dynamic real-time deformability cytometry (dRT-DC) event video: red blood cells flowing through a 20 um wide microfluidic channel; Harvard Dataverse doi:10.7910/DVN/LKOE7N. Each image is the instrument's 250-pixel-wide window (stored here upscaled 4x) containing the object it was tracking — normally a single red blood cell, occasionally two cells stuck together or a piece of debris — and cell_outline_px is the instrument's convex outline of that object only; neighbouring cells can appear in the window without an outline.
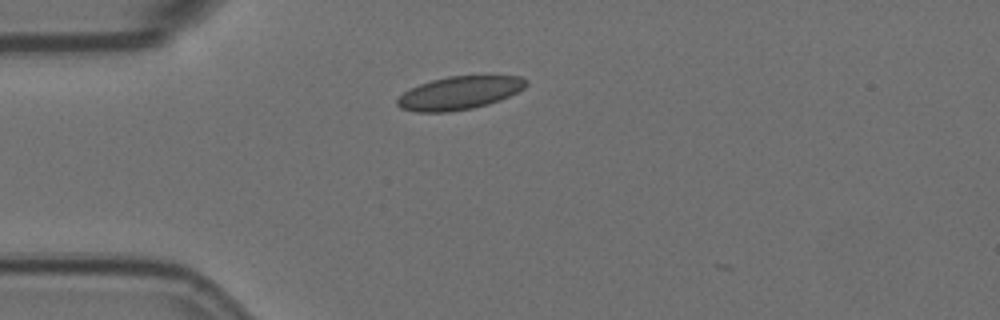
{"species": "Egyptian fruit bat (a non-hibernating species)", "species_latin": "Rousettus aegyptiacus", "temperature_condition": "room temperature", "stored_images_in_passage": 3, "camera_frame_rate_fps": 3000, "um_per_image_px": 0.085, "animal": {"sex": "female"}, "frame": {"image": 1, "passage_image": 1, "time_ms": 0.0, "image_size_px": [1000, 320], "cell_outline_px": [[528, 84], [524, 88], [500, 100], [488, 104], [472, 108], [448, 112], [416, 112], [400, 108], [396, 104], [396, 100], [404, 92], [420, 84], [432, 80], [448, 76], [520, 76], [528, 80]], "centroid_in_image_um": [39.04, 7.9], "position_along_channel_um": 46.0, "area_um2": 24.74}}